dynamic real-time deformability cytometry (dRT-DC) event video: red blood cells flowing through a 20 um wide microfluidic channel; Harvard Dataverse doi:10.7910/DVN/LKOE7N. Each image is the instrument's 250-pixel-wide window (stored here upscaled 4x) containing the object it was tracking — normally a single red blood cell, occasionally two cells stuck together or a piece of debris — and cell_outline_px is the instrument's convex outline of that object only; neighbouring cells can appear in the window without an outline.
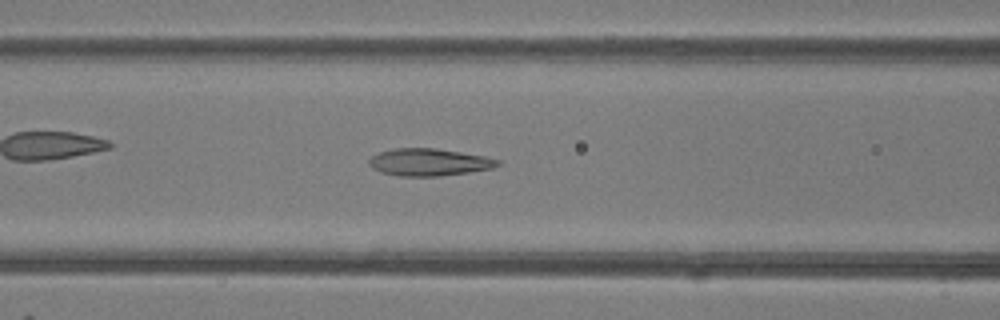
{"species": "common noctule bat (a hibernating species)", "species_latin": "Nyctalus noctula", "temperature_condition": "room temperature", "stored_images_in_passage": 36, "camera_frame_rate_fps": 3000, "um_per_image_px": 0.085, "animal": {"sex": "female"}, "frame": {"image": 1, "passage_image": 8, "time_ms": 2.333, "image_size_px": [1000, 320], "cell_outline_px": [[500, 164], [492, 168], [468, 172], [440, 176], [400, 176], [380, 172], [372, 168], [368, 164], [368, 160], [372, 156], [380, 152], [396, 148], [436, 148], [484, 156], [500, 160]], "centroid_in_image_um": [36.44, 13.79], "position_along_channel_um": 130.2, "area_um2": 20.35}}
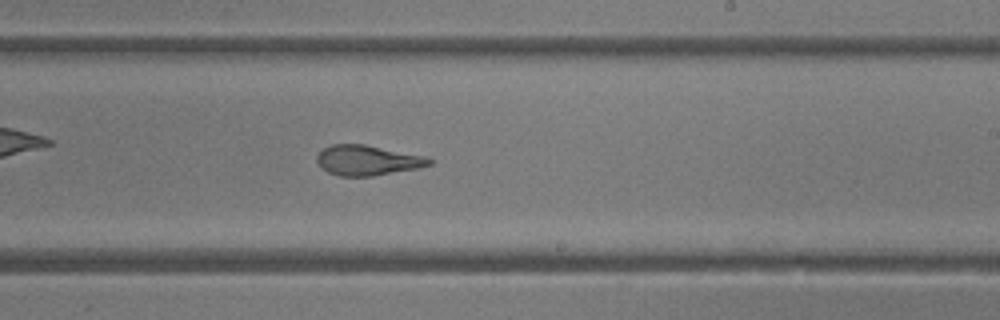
{"frame": {"image": 2, "passage_image": 17, "time_ms": 5.333, "image_size_px": [1000, 320], "cell_outline_px": [[432, 164], [420, 168], [372, 176], [340, 176], [328, 172], [320, 168], [316, 160], [316, 156], [324, 148], [332, 144], [364, 144], [424, 156], [432, 160]], "centroid_in_image_um": [31.21, 13.63], "position_along_channel_um": 257.8, "area_um2": 19.71}}
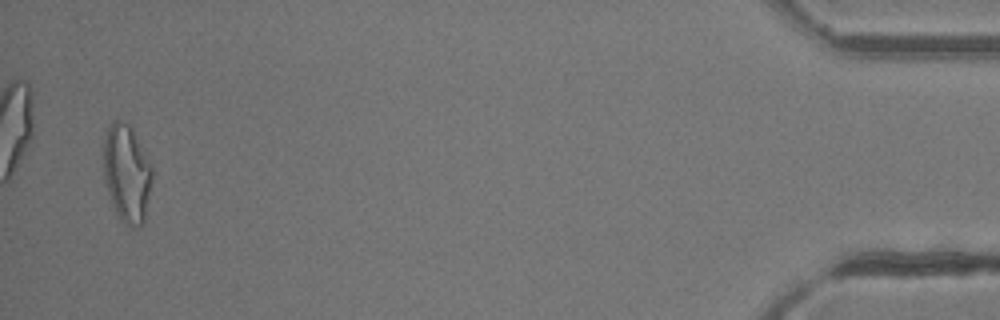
{"frame": {"image": 3, "passage_image": 35, "time_ms": 11.333, "image_size_px": [1000, 320], "cell_outline_px": [[152, 180], [144, 224], [140, 228], [132, 228], [124, 224], [116, 216], [108, 192], [104, 176], [104, 136], [112, 120], [120, 120], [128, 124], [132, 128], [152, 164]], "centroid_in_image_um": [10.79, 14.78], "position_along_channel_um": 424.4, "area_um2": 28.15}, "authors_computed_cell_mechanics": {"area_um2": 21.2126, "velocity_mm_per_s": 4.2672, "shape_relaxation_time_tau1_ms": 5.8683, "shape_relaxation_time_tau2_ms": 1.6894, "deformation_change_tau1": 0.1847, "deformation_change_tau2": 0.0975}}